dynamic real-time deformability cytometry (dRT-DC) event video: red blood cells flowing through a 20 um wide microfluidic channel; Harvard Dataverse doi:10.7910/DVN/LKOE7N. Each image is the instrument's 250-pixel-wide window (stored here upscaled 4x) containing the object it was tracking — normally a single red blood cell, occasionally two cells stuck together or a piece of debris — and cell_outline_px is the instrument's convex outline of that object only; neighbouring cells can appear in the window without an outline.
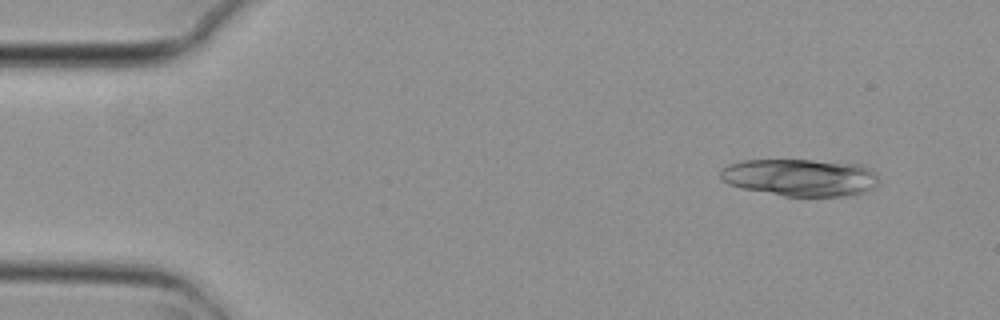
{"species": "common noctule bat (a hibernating species)", "species_latin": "Nyctalus noctula", "temperature_condition": "cold", "stored_images_in_passage": 6, "camera_frame_rate_fps": 3000, "um_per_image_px": 0.085, "animal": {"sex": "female", "body_mass_g": 29.2, "forearm_length_mm": 56.3}, "frame": {"image": 1, "passage_image": 2, "time_ms": 0.333, "image_size_px": [1000, 320], "cell_outline_px": [[880, 180], [876, 188], [864, 192], [840, 196], [784, 196], [740, 188], [728, 184], [720, 180], [720, 168], [728, 164], [744, 160], [812, 160], [860, 164], [872, 168], [876, 172]], "centroid_in_image_um": [68.03, 15.08], "position_along_channel_um": 17.0, "area_um2": 34.91}}